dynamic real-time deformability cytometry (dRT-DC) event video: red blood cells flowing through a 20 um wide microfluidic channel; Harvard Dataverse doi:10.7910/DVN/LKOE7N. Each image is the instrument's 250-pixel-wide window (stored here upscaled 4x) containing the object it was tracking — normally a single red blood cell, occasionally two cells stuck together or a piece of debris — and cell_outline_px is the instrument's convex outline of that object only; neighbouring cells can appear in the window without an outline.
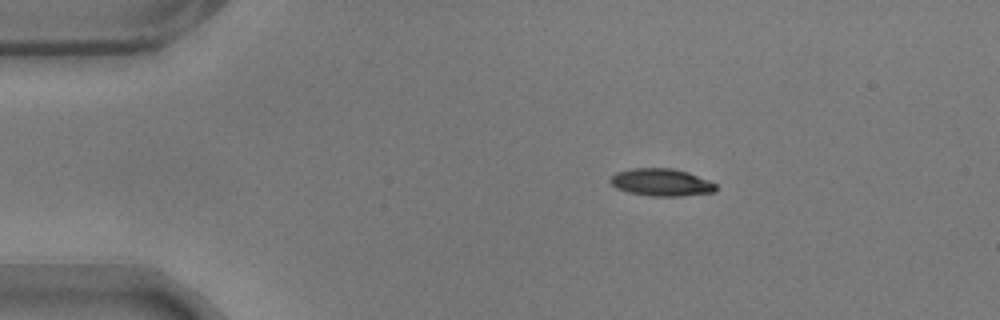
{"species": "common noctule bat (a hibernating species)", "species_latin": "Nyctalus noctula", "temperature_condition": "warm", "stored_images_in_passage": 36, "camera_frame_rate_fps": 3000, "um_per_image_px": 0.085, "animal": {"sex": "male", "body_mass_g": 17.9}, "frame": {"image": 1, "passage_image": 1, "time_ms": 0.0, "image_size_px": [1000, 320], "cell_outline_px": [[716, 192], [680, 196], [652, 196], [628, 192], [616, 188], [608, 180], [616, 172], [632, 168], [672, 168], [688, 172], [708, 180], [716, 184]], "centroid_in_image_um": [56.21, 15.5], "position_along_channel_um": 28.8, "area_um2": 16.88}}
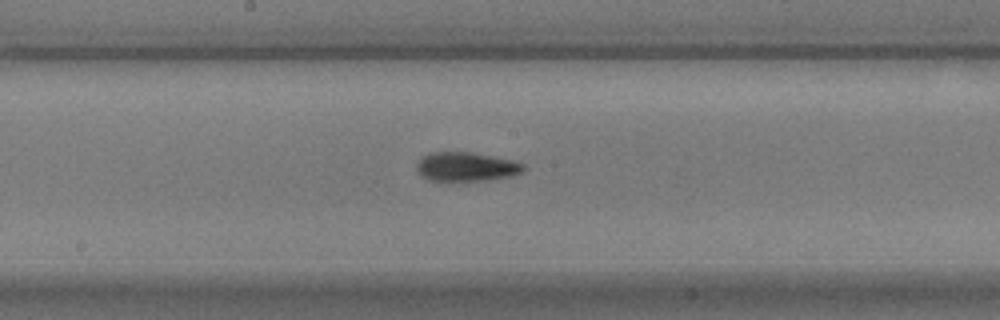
{"frame": {"image": 2, "passage_image": 21, "time_ms": 6.667, "image_size_px": [1000, 320], "cell_outline_px": [[528, 168], [512, 176], [488, 180], [428, 180], [420, 176], [416, 168], [416, 164], [420, 156], [432, 152], [472, 152], [512, 160], [524, 164]], "centroid_in_image_um": [39.6, 14.16], "position_along_channel_um": 208.6, "area_um2": 18.21}}
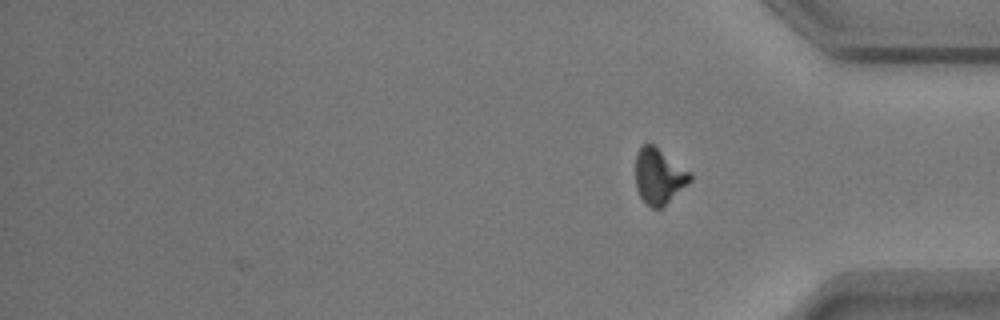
{"frame": {"image": 3, "passage_image": 36, "time_ms": 11.667, "image_size_px": [1000, 320], "cell_outline_px": [[692, 180], [688, 184], [660, 208], [652, 208], [640, 196], [636, 188], [636, 152], [644, 144], [652, 144], [692, 172]], "centroid_in_image_um": [56.02, 14.96], "position_along_channel_um": 379.2, "area_um2": 17.46}, "authors_computed_cell_mechanics": {"area_um2": 18.0336, "velocity_mm_per_s": 3.5541, "shape_relaxation_time_tau1_ms": 3.6708, "shape_relaxation_time_tau2_ms": 4.2503, "deformation_change_tau1": 0.1591, "deformation_change_tau2": 0.1015}}